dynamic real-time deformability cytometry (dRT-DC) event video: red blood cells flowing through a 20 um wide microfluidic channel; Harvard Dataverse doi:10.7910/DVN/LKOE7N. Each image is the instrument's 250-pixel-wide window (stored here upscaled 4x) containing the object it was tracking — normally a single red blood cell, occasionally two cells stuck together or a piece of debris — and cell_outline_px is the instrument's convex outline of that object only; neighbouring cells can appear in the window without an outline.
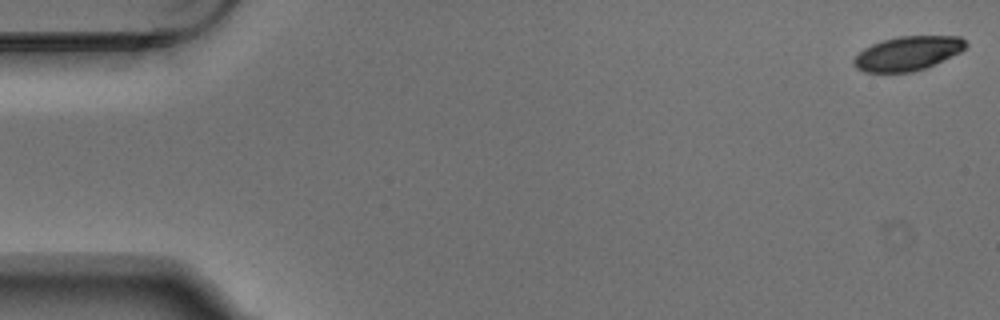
{"species": "Egyptian fruit bat (a non-hibernating species)", "species_latin": "Rousettus aegyptiacus", "temperature_condition": "warm", "stored_images_in_passage": 5, "camera_frame_rate_fps": 3000, "um_per_image_px": 0.085, "animal": {"sex": "male"}, "frame": {"image": 1, "passage_image": 1, "time_ms": 0.0, "image_size_px": [1000, 320], "cell_outline_px": [[968, 44], [960, 52], [924, 68], [912, 72], [864, 72], [856, 68], [852, 64], [852, 60], [864, 48], [872, 44], [884, 40], [900, 36], [960, 36]], "centroid_in_image_um": [77.13, 4.54], "position_along_channel_um": 7.9, "area_um2": 22.08}}
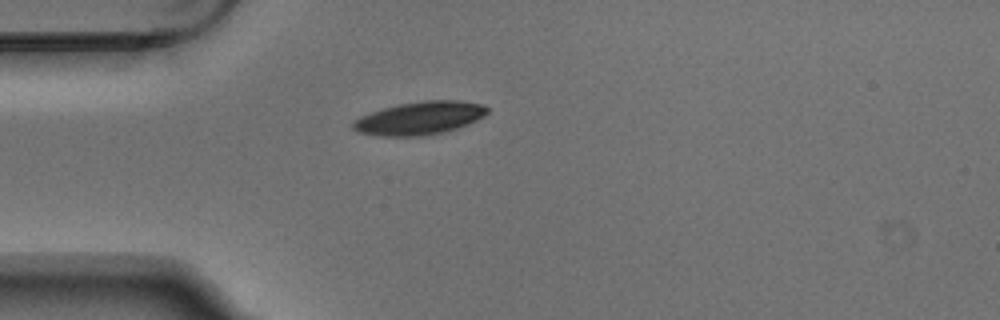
{"frame": {"image": 2, "passage_image": 5, "time_ms": 1.333, "image_size_px": [1000, 320], "cell_outline_px": [[488, 112], [484, 116], [476, 120], [456, 128], [440, 132], [420, 136], [380, 136], [356, 132], [352, 128], [352, 120], [360, 116], [384, 108], [400, 104], [424, 100], [456, 100], [484, 104], [488, 108]], "centroid_in_image_um": [35.64, 10.04], "position_along_channel_um": 49.4, "area_um2": 25.72}}